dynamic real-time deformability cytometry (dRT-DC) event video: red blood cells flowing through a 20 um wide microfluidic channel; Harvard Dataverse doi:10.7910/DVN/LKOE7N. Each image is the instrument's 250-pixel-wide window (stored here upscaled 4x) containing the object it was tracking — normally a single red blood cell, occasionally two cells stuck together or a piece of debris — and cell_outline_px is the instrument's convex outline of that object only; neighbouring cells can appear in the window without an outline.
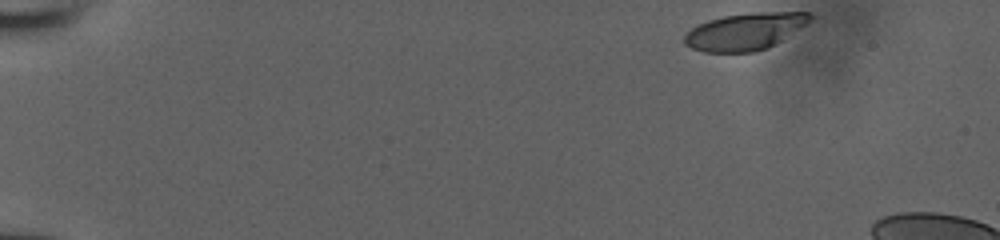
{"species": "human", "species_latin": "Homo sapiens", "temperature_condition": "room temperature", "stored_images_in_passage": 13, "camera_frame_rate_fps": 3000, "um_per_image_px": 0.085, "donor": {"sex": "male"}, "frame": {"image": 1, "passage_image": 1, "time_ms": 0.0, "image_size_px": [1000, 240], "cell_outline_px": [[812, 20], [808, 24], [768, 48], [752, 52], [704, 52], [692, 48], [684, 44], [684, 36], [692, 28], [708, 20], [724, 16], [756, 12], [808, 12], [812, 16]], "centroid_in_image_um": [63.35, 2.67], "position_along_channel_um": 21.6, "area_um2": 26.99}}